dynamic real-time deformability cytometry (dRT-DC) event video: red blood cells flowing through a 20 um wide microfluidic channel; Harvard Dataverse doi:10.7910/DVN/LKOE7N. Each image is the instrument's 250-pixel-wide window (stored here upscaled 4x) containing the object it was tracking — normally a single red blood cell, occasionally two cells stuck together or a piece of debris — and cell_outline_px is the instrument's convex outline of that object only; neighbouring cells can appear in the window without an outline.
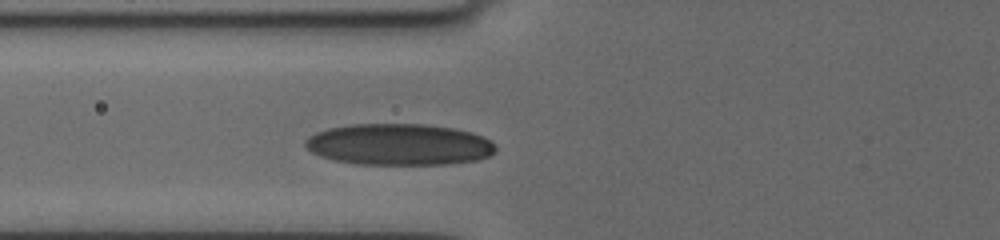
{"species": "human", "species_latin": "Homo sapiens", "temperature_condition": "cold", "stored_images_in_passage": 2, "camera_frame_rate_fps": 3000, "um_per_image_px": 0.085, "donor": {"sex": "female"}, "frame": {"image": 1, "passage_image": 2, "time_ms": 1.0, "image_size_px": [1000, 240], "cell_outline_px": [[496, 152], [480, 160], [448, 164], [356, 164], [336, 160], [320, 156], [312, 152], [304, 144], [304, 140], [308, 136], [316, 132], [328, 128], [352, 124], [424, 124], [452, 128], [472, 132], [484, 136], [496, 148]], "centroid_in_image_um": [33.92, 12.28], "position_along_channel_um": 91.9, "area_um2": 46.07}}